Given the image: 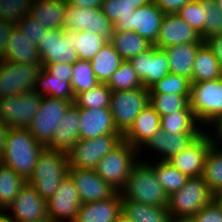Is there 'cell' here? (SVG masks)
<instances>
[{"label": "cell", "mask_w": 222, "mask_h": 222, "mask_svg": "<svg viewBox=\"0 0 222 222\" xmlns=\"http://www.w3.org/2000/svg\"><path fill=\"white\" fill-rule=\"evenodd\" d=\"M43 149L27 128H9L0 162L28 181Z\"/></svg>", "instance_id": "obj_1"}, {"label": "cell", "mask_w": 222, "mask_h": 222, "mask_svg": "<svg viewBox=\"0 0 222 222\" xmlns=\"http://www.w3.org/2000/svg\"><path fill=\"white\" fill-rule=\"evenodd\" d=\"M122 200H131L155 207H167L168 195L157 180L154 169L143 160L132 168L124 188Z\"/></svg>", "instance_id": "obj_2"}, {"label": "cell", "mask_w": 222, "mask_h": 222, "mask_svg": "<svg viewBox=\"0 0 222 222\" xmlns=\"http://www.w3.org/2000/svg\"><path fill=\"white\" fill-rule=\"evenodd\" d=\"M68 169V153L44 147L27 183L41 197L48 200L56 192L61 181L67 177Z\"/></svg>", "instance_id": "obj_3"}, {"label": "cell", "mask_w": 222, "mask_h": 222, "mask_svg": "<svg viewBox=\"0 0 222 222\" xmlns=\"http://www.w3.org/2000/svg\"><path fill=\"white\" fill-rule=\"evenodd\" d=\"M138 156L139 150L123 140L99 161L95 172L113 189L120 192L132 168L139 161Z\"/></svg>", "instance_id": "obj_4"}, {"label": "cell", "mask_w": 222, "mask_h": 222, "mask_svg": "<svg viewBox=\"0 0 222 222\" xmlns=\"http://www.w3.org/2000/svg\"><path fill=\"white\" fill-rule=\"evenodd\" d=\"M189 106L204 129L216 122L222 116V77L191 83Z\"/></svg>", "instance_id": "obj_5"}, {"label": "cell", "mask_w": 222, "mask_h": 222, "mask_svg": "<svg viewBox=\"0 0 222 222\" xmlns=\"http://www.w3.org/2000/svg\"><path fill=\"white\" fill-rule=\"evenodd\" d=\"M214 199L205 180L199 177L188 178L185 185L168 196V211L172 219L194 217Z\"/></svg>", "instance_id": "obj_6"}, {"label": "cell", "mask_w": 222, "mask_h": 222, "mask_svg": "<svg viewBox=\"0 0 222 222\" xmlns=\"http://www.w3.org/2000/svg\"><path fill=\"white\" fill-rule=\"evenodd\" d=\"M123 141L122 134L79 139L68 152L69 168L95 169L99 161Z\"/></svg>", "instance_id": "obj_7"}, {"label": "cell", "mask_w": 222, "mask_h": 222, "mask_svg": "<svg viewBox=\"0 0 222 222\" xmlns=\"http://www.w3.org/2000/svg\"><path fill=\"white\" fill-rule=\"evenodd\" d=\"M42 64L0 60V97L16 96L34 90Z\"/></svg>", "instance_id": "obj_8"}, {"label": "cell", "mask_w": 222, "mask_h": 222, "mask_svg": "<svg viewBox=\"0 0 222 222\" xmlns=\"http://www.w3.org/2000/svg\"><path fill=\"white\" fill-rule=\"evenodd\" d=\"M149 102V89L144 87L111 93L110 112L117 130L122 135Z\"/></svg>", "instance_id": "obj_9"}, {"label": "cell", "mask_w": 222, "mask_h": 222, "mask_svg": "<svg viewBox=\"0 0 222 222\" xmlns=\"http://www.w3.org/2000/svg\"><path fill=\"white\" fill-rule=\"evenodd\" d=\"M73 101L42 96L39 109L27 130L34 139L47 147L52 140L55 128Z\"/></svg>", "instance_id": "obj_10"}, {"label": "cell", "mask_w": 222, "mask_h": 222, "mask_svg": "<svg viewBox=\"0 0 222 222\" xmlns=\"http://www.w3.org/2000/svg\"><path fill=\"white\" fill-rule=\"evenodd\" d=\"M42 96L31 90L1 99L0 122L9 128H28L35 117Z\"/></svg>", "instance_id": "obj_11"}, {"label": "cell", "mask_w": 222, "mask_h": 222, "mask_svg": "<svg viewBox=\"0 0 222 222\" xmlns=\"http://www.w3.org/2000/svg\"><path fill=\"white\" fill-rule=\"evenodd\" d=\"M75 32L64 29L47 30L37 45L42 64L68 63L78 60L74 47Z\"/></svg>", "instance_id": "obj_12"}, {"label": "cell", "mask_w": 222, "mask_h": 222, "mask_svg": "<svg viewBox=\"0 0 222 222\" xmlns=\"http://www.w3.org/2000/svg\"><path fill=\"white\" fill-rule=\"evenodd\" d=\"M63 29L74 32L87 30L108 40L114 31L112 22L101 8H80L70 3H67Z\"/></svg>", "instance_id": "obj_13"}, {"label": "cell", "mask_w": 222, "mask_h": 222, "mask_svg": "<svg viewBox=\"0 0 222 222\" xmlns=\"http://www.w3.org/2000/svg\"><path fill=\"white\" fill-rule=\"evenodd\" d=\"M165 13L152 1L134 10L127 19L116 20L114 31H134L153 45L157 42L159 29Z\"/></svg>", "instance_id": "obj_14"}, {"label": "cell", "mask_w": 222, "mask_h": 222, "mask_svg": "<svg viewBox=\"0 0 222 222\" xmlns=\"http://www.w3.org/2000/svg\"><path fill=\"white\" fill-rule=\"evenodd\" d=\"M4 212L11 222L50 221L47 200L28 183L20 189L19 194Z\"/></svg>", "instance_id": "obj_15"}, {"label": "cell", "mask_w": 222, "mask_h": 222, "mask_svg": "<svg viewBox=\"0 0 222 222\" xmlns=\"http://www.w3.org/2000/svg\"><path fill=\"white\" fill-rule=\"evenodd\" d=\"M214 144L208 129H204L183 151L168 162L188 178L202 175L205 159Z\"/></svg>", "instance_id": "obj_16"}, {"label": "cell", "mask_w": 222, "mask_h": 222, "mask_svg": "<svg viewBox=\"0 0 222 222\" xmlns=\"http://www.w3.org/2000/svg\"><path fill=\"white\" fill-rule=\"evenodd\" d=\"M81 204L78 190L73 180L67 175L53 196L47 200L50 222H74Z\"/></svg>", "instance_id": "obj_17"}, {"label": "cell", "mask_w": 222, "mask_h": 222, "mask_svg": "<svg viewBox=\"0 0 222 222\" xmlns=\"http://www.w3.org/2000/svg\"><path fill=\"white\" fill-rule=\"evenodd\" d=\"M144 88L149 89L170 73L168 56L163 49L154 45L129 60Z\"/></svg>", "instance_id": "obj_18"}, {"label": "cell", "mask_w": 222, "mask_h": 222, "mask_svg": "<svg viewBox=\"0 0 222 222\" xmlns=\"http://www.w3.org/2000/svg\"><path fill=\"white\" fill-rule=\"evenodd\" d=\"M68 175L78 190L82 204L107 200L117 192L95 172V169L69 168Z\"/></svg>", "instance_id": "obj_19"}, {"label": "cell", "mask_w": 222, "mask_h": 222, "mask_svg": "<svg viewBox=\"0 0 222 222\" xmlns=\"http://www.w3.org/2000/svg\"><path fill=\"white\" fill-rule=\"evenodd\" d=\"M200 133H181L171 134L159 129L140 149L139 160H142L143 150H151L157 155L158 161H168L171 157L177 155L199 135ZM143 148V149H142ZM145 148V149H144ZM150 148V149H149ZM155 152V153H154ZM159 154V155H158ZM141 155V157H140Z\"/></svg>", "instance_id": "obj_20"}, {"label": "cell", "mask_w": 222, "mask_h": 222, "mask_svg": "<svg viewBox=\"0 0 222 222\" xmlns=\"http://www.w3.org/2000/svg\"><path fill=\"white\" fill-rule=\"evenodd\" d=\"M188 43H204L191 26L177 14H165L159 29L157 42L154 44L159 49L173 45Z\"/></svg>", "instance_id": "obj_21"}, {"label": "cell", "mask_w": 222, "mask_h": 222, "mask_svg": "<svg viewBox=\"0 0 222 222\" xmlns=\"http://www.w3.org/2000/svg\"><path fill=\"white\" fill-rule=\"evenodd\" d=\"M79 139H94L105 134H121L110 108H79Z\"/></svg>", "instance_id": "obj_22"}, {"label": "cell", "mask_w": 222, "mask_h": 222, "mask_svg": "<svg viewBox=\"0 0 222 222\" xmlns=\"http://www.w3.org/2000/svg\"><path fill=\"white\" fill-rule=\"evenodd\" d=\"M161 117L148 104L123 134V140L138 150L160 129Z\"/></svg>", "instance_id": "obj_23"}, {"label": "cell", "mask_w": 222, "mask_h": 222, "mask_svg": "<svg viewBox=\"0 0 222 222\" xmlns=\"http://www.w3.org/2000/svg\"><path fill=\"white\" fill-rule=\"evenodd\" d=\"M79 125V107L72 103L55 128L47 148L68 153L79 140Z\"/></svg>", "instance_id": "obj_24"}, {"label": "cell", "mask_w": 222, "mask_h": 222, "mask_svg": "<svg viewBox=\"0 0 222 222\" xmlns=\"http://www.w3.org/2000/svg\"><path fill=\"white\" fill-rule=\"evenodd\" d=\"M122 213V196L116 192L111 198L81 204L74 222H114Z\"/></svg>", "instance_id": "obj_25"}, {"label": "cell", "mask_w": 222, "mask_h": 222, "mask_svg": "<svg viewBox=\"0 0 222 222\" xmlns=\"http://www.w3.org/2000/svg\"><path fill=\"white\" fill-rule=\"evenodd\" d=\"M3 60L23 64H42L37 45L32 44L16 25L9 36Z\"/></svg>", "instance_id": "obj_26"}, {"label": "cell", "mask_w": 222, "mask_h": 222, "mask_svg": "<svg viewBox=\"0 0 222 222\" xmlns=\"http://www.w3.org/2000/svg\"><path fill=\"white\" fill-rule=\"evenodd\" d=\"M66 0H34L30 16L46 30L63 29Z\"/></svg>", "instance_id": "obj_27"}, {"label": "cell", "mask_w": 222, "mask_h": 222, "mask_svg": "<svg viewBox=\"0 0 222 222\" xmlns=\"http://www.w3.org/2000/svg\"><path fill=\"white\" fill-rule=\"evenodd\" d=\"M203 43H188L166 47L170 73L187 77L192 83V73L197 49Z\"/></svg>", "instance_id": "obj_28"}, {"label": "cell", "mask_w": 222, "mask_h": 222, "mask_svg": "<svg viewBox=\"0 0 222 222\" xmlns=\"http://www.w3.org/2000/svg\"><path fill=\"white\" fill-rule=\"evenodd\" d=\"M222 77V66L212 49L204 42L195 55L192 83L215 80Z\"/></svg>", "instance_id": "obj_29"}, {"label": "cell", "mask_w": 222, "mask_h": 222, "mask_svg": "<svg viewBox=\"0 0 222 222\" xmlns=\"http://www.w3.org/2000/svg\"><path fill=\"white\" fill-rule=\"evenodd\" d=\"M109 42L123 61H129L139 53L150 49L153 44L134 31H113Z\"/></svg>", "instance_id": "obj_30"}, {"label": "cell", "mask_w": 222, "mask_h": 222, "mask_svg": "<svg viewBox=\"0 0 222 222\" xmlns=\"http://www.w3.org/2000/svg\"><path fill=\"white\" fill-rule=\"evenodd\" d=\"M122 213L132 222H173L167 207H155L122 200Z\"/></svg>", "instance_id": "obj_31"}, {"label": "cell", "mask_w": 222, "mask_h": 222, "mask_svg": "<svg viewBox=\"0 0 222 222\" xmlns=\"http://www.w3.org/2000/svg\"><path fill=\"white\" fill-rule=\"evenodd\" d=\"M90 61L97 80L100 83H107L123 59L108 41Z\"/></svg>", "instance_id": "obj_32"}, {"label": "cell", "mask_w": 222, "mask_h": 222, "mask_svg": "<svg viewBox=\"0 0 222 222\" xmlns=\"http://www.w3.org/2000/svg\"><path fill=\"white\" fill-rule=\"evenodd\" d=\"M143 155V161H146L155 171L157 180L168 196L180 190L186 183L188 177L182 174L176 167L168 161L152 160L151 162ZM155 162V163H154Z\"/></svg>", "instance_id": "obj_33"}, {"label": "cell", "mask_w": 222, "mask_h": 222, "mask_svg": "<svg viewBox=\"0 0 222 222\" xmlns=\"http://www.w3.org/2000/svg\"><path fill=\"white\" fill-rule=\"evenodd\" d=\"M34 90L41 96L74 101L75 93L71 81L53 78L44 68L38 76Z\"/></svg>", "instance_id": "obj_34"}, {"label": "cell", "mask_w": 222, "mask_h": 222, "mask_svg": "<svg viewBox=\"0 0 222 222\" xmlns=\"http://www.w3.org/2000/svg\"><path fill=\"white\" fill-rule=\"evenodd\" d=\"M160 129L171 134L201 133L204 130L192 110H180L161 116Z\"/></svg>", "instance_id": "obj_35"}, {"label": "cell", "mask_w": 222, "mask_h": 222, "mask_svg": "<svg viewBox=\"0 0 222 222\" xmlns=\"http://www.w3.org/2000/svg\"><path fill=\"white\" fill-rule=\"evenodd\" d=\"M26 183L27 181L20 174L0 162V209L2 211L12 203Z\"/></svg>", "instance_id": "obj_36"}, {"label": "cell", "mask_w": 222, "mask_h": 222, "mask_svg": "<svg viewBox=\"0 0 222 222\" xmlns=\"http://www.w3.org/2000/svg\"><path fill=\"white\" fill-rule=\"evenodd\" d=\"M201 177L215 194L222 188V147L213 144L207 153Z\"/></svg>", "instance_id": "obj_37"}, {"label": "cell", "mask_w": 222, "mask_h": 222, "mask_svg": "<svg viewBox=\"0 0 222 222\" xmlns=\"http://www.w3.org/2000/svg\"><path fill=\"white\" fill-rule=\"evenodd\" d=\"M112 90L106 83H99L75 95L73 103L79 108H109Z\"/></svg>", "instance_id": "obj_38"}, {"label": "cell", "mask_w": 222, "mask_h": 222, "mask_svg": "<svg viewBox=\"0 0 222 222\" xmlns=\"http://www.w3.org/2000/svg\"><path fill=\"white\" fill-rule=\"evenodd\" d=\"M109 40L89 31L75 32L74 47L78 59L90 61Z\"/></svg>", "instance_id": "obj_39"}, {"label": "cell", "mask_w": 222, "mask_h": 222, "mask_svg": "<svg viewBox=\"0 0 222 222\" xmlns=\"http://www.w3.org/2000/svg\"><path fill=\"white\" fill-rule=\"evenodd\" d=\"M189 97L190 95L149 94V104L161 117L180 110H192Z\"/></svg>", "instance_id": "obj_40"}, {"label": "cell", "mask_w": 222, "mask_h": 222, "mask_svg": "<svg viewBox=\"0 0 222 222\" xmlns=\"http://www.w3.org/2000/svg\"><path fill=\"white\" fill-rule=\"evenodd\" d=\"M106 84L112 92L143 87L142 82L129 61H123Z\"/></svg>", "instance_id": "obj_41"}, {"label": "cell", "mask_w": 222, "mask_h": 222, "mask_svg": "<svg viewBox=\"0 0 222 222\" xmlns=\"http://www.w3.org/2000/svg\"><path fill=\"white\" fill-rule=\"evenodd\" d=\"M99 83L94 75L91 61L78 59L73 63L71 84L75 95L87 91Z\"/></svg>", "instance_id": "obj_42"}, {"label": "cell", "mask_w": 222, "mask_h": 222, "mask_svg": "<svg viewBox=\"0 0 222 222\" xmlns=\"http://www.w3.org/2000/svg\"><path fill=\"white\" fill-rule=\"evenodd\" d=\"M190 89V79L174 73H168L149 88V94L190 95Z\"/></svg>", "instance_id": "obj_43"}, {"label": "cell", "mask_w": 222, "mask_h": 222, "mask_svg": "<svg viewBox=\"0 0 222 222\" xmlns=\"http://www.w3.org/2000/svg\"><path fill=\"white\" fill-rule=\"evenodd\" d=\"M207 12L205 14L204 33L200 36L203 42L214 36L222 35V12L216 0H198Z\"/></svg>", "instance_id": "obj_44"}, {"label": "cell", "mask_w": 222, "mask_h": 222, "mask_svg": "<svg viewBox=\"0 0 222 222\" xmlns=\"http://www.w3.org/2000/svg\"><path fill=\"white\" fill-rule=\"evenodd\" d=\"M34 0H0V20L16 25L31 12Z\"/></svg>", "instance_id": "obj_45"}, {"label": "cell", "mask_w": 222, "mask_h": 222, "mask_svg": "<svg viewBox=\"0 0 222 222\" xmlns=\"http://www.w3.org/2000/svg\"><path fill=\"white\" fill-rule=\"evenodd\" d=\"M207 12L198 0L187 3L177 15L191 26L200 36L204 33L205 14Z\"/></svg>", "instance_id": "obj_46"}, {"label": "cell", "mask_w": 222, "mask_h": 222, "mask_svg": "<svg viewBox=\"0 0 222 222\" xmlns=\"http://www.w3.org/2000/svg\"><path fill=\"white\" fill-rule=\"evenodd\" d=\"M101 10L113 24L116 20L132 16L135 8L129 0H103Z\"/></svg>", "instance_id": "obj_47"}, {"label": "cell", "mask_w": 222, "mask_h": 222, "mask_svg": "<svg viewBox=\"0 0 222 222\" xmlns=\"http://www.w3.org/2000/svg\"><path fill=\"white\" fill-rule=\"evenodd\" d=\"M18 29L28 38L34 45H38L46 29L41 23L33 19L29 14L16 24Z\"/></svg>", "instance_id": "obj_48"}, {"label": "cell", "mask_w": 222, "mask_h": 222, "mask_svg": "<svg viewBox=\"0 0 222 222\" xmlns=\"http://www.w3.org/2000/svg\"><path fill=\"white\" fill-rule=\"evenodd\" d=\"M194 218L197 222H222V206L213 199Z\"/></svg>", "instance_id": "obj_49"}, {"label": "cell", "mask_w": 222, "mask_h": 222, "mask_svg": "<svg viewBox=\"0 0 222 222\" xmlns=\"http://www.w3.org/2000/svg\"><path fill=\"white\" fill-rule=\"evenodd\" d=\"M42 65L43 68L53 76V78L62 79V81H71L73 64L59 62Z\"/></svg>", "instance_id": "obj_50"}, {"label": "cell", "mask_w": 222, "mask_h": 222, "mask_svg": "<svg viewBox=\"0 0 222 222\" xmlns=\"http://www.w3.org/2000/svg\"><path fill=\"white\" fill-rule=\"evenodd\" d=\"M165 14H177L187 3L194 0H152Z\"/></svg>", "instance_id": "obj_51"}, {"label": "cell", "mask_w": 222, "mask_h": 222, "mask_svg": "<svg viewBox=\"0 0 222 222\" xmlns=\"http://www.w3.org/2000/svg\"><path fill=\"white\" fill-rule=\"evenodd\" d=\"M14 26L15 25L10 22L0 20V60L4 59L6 45Z\"/></svg>", "instance_id": "obj_52"}, {"label": "cell", "mask_w": 222, "mask_h": 222, "mask_svg": "<svg viewBox=\"0 0 222 222\" xmlns=\"http://www.w3.org/2000/svg\"><path fill=\"white\" fill-rule=\"evenodd\" d=\"M206 43L212 49L214 56L222 66V35L211 37Z\"/></svg>", "instance_id": "obj_53"}, {"label": "cell", "mask_w": 222, "mask_h": 222, "mask_svg": "<svg viewBox=\"0 0 222 222\" xmlns=\"http://www.w3.org/2000/svg\"><path fill=\"white\" fill-rule=\"evenodd\" d=\"M208 130L210 131L214 144L222 147V116L214 122Z\"/></svg>", "instance_id": "obj_54"}, {"label": "cell", "mask_w": 222, "mask_h": 222, "mask_svg": "<svg viewBox=\"0 0 222 222\" xmlns=\"http://www.w3.org/2000/svg\"><path fill=\"white\" fill-rule=\"evenodd\" d=\"M66 2L80 8H101L103 0H66Z\"/></svg>", "instance_id": "obj_55"}, {"label": "cell", "mask_w": 222, "mask_h": 222, "mask_svg": "<svg viewBox=\"0 0 222 222\" xmlns=\"http://www.w3.org/2000/svg\"><path fill=\"white\" fill-rule=\"evenodd\" d=\"M8 130H9V127L0 122V160L2 158V152L4 149V144H5Z\"/></svg>", "instance_id": "obj_56"}, {"label": "cell", "mask_w": 222, "mask_h": 222, "mask_svg": "<svg viewBox=\"0 0 222 222\" xmlns=\"http://www.w3.org/2000/svg\"><path fill=\"white\" fill-rule=\"evenodd\" d=\"M129 2L132 4V7L137 9L143 5H146L150 2H152V0H129Z\"/></svg>", "instance_id": "obj_57"}, {"label": "cell", "mask_w": 222, "mask_h": 222, "mask_svg": "<svg viewBox=\"0 0 222 222\" xmlns=\"http://www.w3.org/2000/svg\"><path fill=\"white\" fill-rule=\"evenodd\" d=\"M173 222H197V220L194 217H181L173 219Z\"/></svg>", "instance_id": "obj_58"}, {"label": "cell", "mask_w": 222, "mask_h": 222, "mask_svg": "<svg viewBox=\"0 0 222 222\" xmlns=\"http://www.w3.org/2000/svg\"><path fill=\"white\" fill-rule=\"evenodd\" d=\"M214 199L222 206V188L214 194Z\"/></svg>", "instance_id": "obj_59"}, {"label": "cell", "mask_w": 222, "mask_h": 222, "mask_svg": "<svg viewBox=\"0 0 222 222\" xmlns=\"http://www.w3.org/2000/svg\"><path fill=\"white\" fill-rule=\"evenodd\" d=\"M114 222H132L129 218H127L123 213H121Z\"/></svg>", "instance_id": "obj_60"}, {"label": "cell", "mask_w": 222, "mask_h": 222, "mask_svg": "<svg viewBox=\"0 0 222 222\" xmlns=\"http://www.w3.org/2000/svg\"><path fill=\"white\" fill-rule=\"evenodd\" d=\"M0 222H11L4 211L0 212Z\"/></svg>", "instance_id": "obj_61"}, {"label": "cell", "mask_w": 222, "mask_h": 222, "mask_svg": "<svg viewBox=\"0 0 222 222\" xmlns=\"http://www.w3.org/2000/svg\"><path fill=\"white\" fill-rule=\"evenodd\" d=\"M217 7L220 9L222 12V0H216Z\"/></svg>", "instance_id": "obj_62"}, {"label": "cell", "mask_w": 222, "mask_h": 222, "mask_svg": "<svg viewBox=\"0 0 222 222\" xmlns=\"http://www.w3.org/2000/svg\"><path fill=\"white\" fill-rule=\"evenodd\" d=\"M19 222H22V221H19ZM34 222H50V221H34Z\"/></svg>", "instance_id": "obj_63"}]
</instances>
